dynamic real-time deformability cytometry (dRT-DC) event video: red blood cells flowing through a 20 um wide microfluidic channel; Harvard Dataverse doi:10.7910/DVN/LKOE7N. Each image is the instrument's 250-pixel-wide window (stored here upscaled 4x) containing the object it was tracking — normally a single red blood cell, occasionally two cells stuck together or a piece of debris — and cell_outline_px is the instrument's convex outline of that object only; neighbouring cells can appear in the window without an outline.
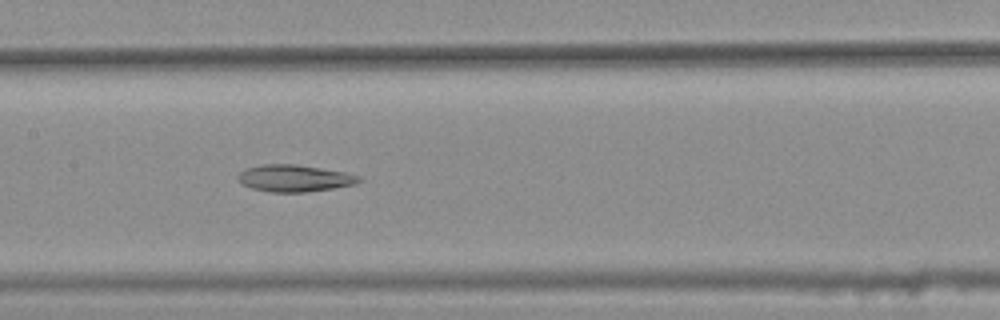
{"species": "common noctule bat (a hibernating species)", "species_latin": "Nyctalus noctula", "temperature_condition": "warm", "stored_images_in_passage": 41, "camera_frame_rate_fps": 3000, "um_per_image_px": 0.085, "animal": {"sex": "female", "body_mass_g": 25.1}, "frame": {"image": 1, "passage_image": 25, "time_ms": 8.0, "image_size_px": [1000, 320], "cell_outline_px": [[364, 180], [356, 184], [332, 188], [304, 192], [272, 192], [252, 188], [236, 180], [236, 176], [240, 172], [248, 168], [264, 164], [296, 164], [344, 172], [360, 176]], "centroid_in_image_um": [25.04, 15.15], "position_along_channel_um": 182.4, "area_um2": 18.84}}
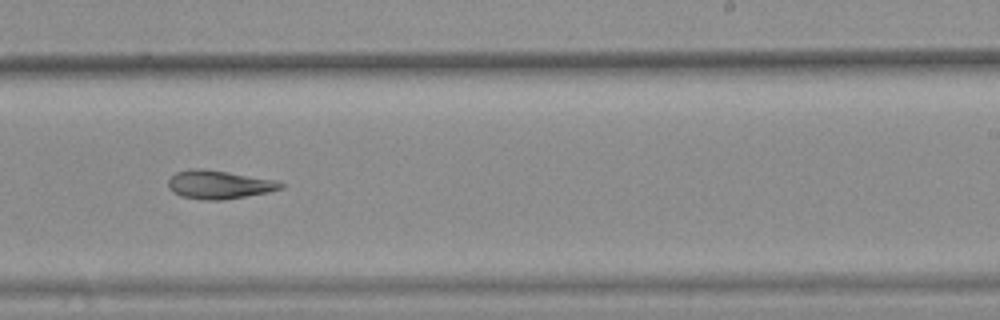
{"frame": {"image": 2, "passage_image": 32, "time_ms": 10.333, "image_size_px": [1000, 320], "cell_outline_px": [[284, 188], [268, 192], [224, 200], [204, 200], [180, 196], [172, 192], [168, 188], [168, 180], [176, 172], [188, 168], [204, 168], [276, 180], [284, 184]], "centroid_in_image_um": [18.59, 15.69], "position_along_channel_um": 270.4, "area_um2": 18.84}}
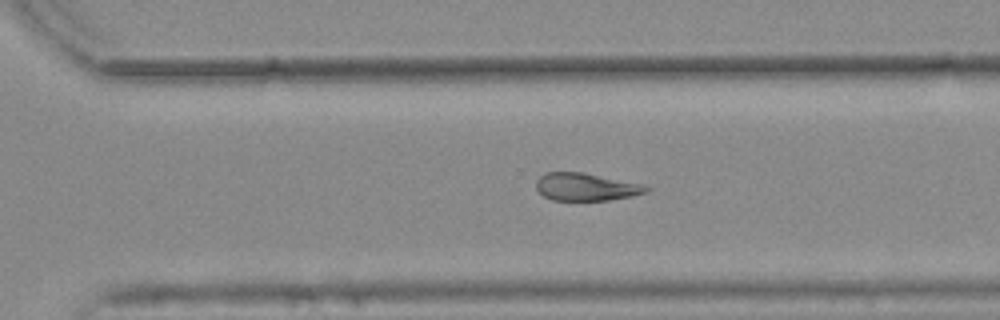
{"frame": {"image": 3, "passage_image": 36, "time_ms": 11.667, "image_size_px": [1000, 320], "cell_outline_px": [[652, 188], [648, 192], [632, 196], [608, 200], [552, 200], [544, 196], [536, 188], [536, 180], [544, 172], [580, 172], [644, 184]], "centroid_in_image_um": [49.82, 15.88], "position_along_channel_um": 320.8, "area_um2": 17.74}}